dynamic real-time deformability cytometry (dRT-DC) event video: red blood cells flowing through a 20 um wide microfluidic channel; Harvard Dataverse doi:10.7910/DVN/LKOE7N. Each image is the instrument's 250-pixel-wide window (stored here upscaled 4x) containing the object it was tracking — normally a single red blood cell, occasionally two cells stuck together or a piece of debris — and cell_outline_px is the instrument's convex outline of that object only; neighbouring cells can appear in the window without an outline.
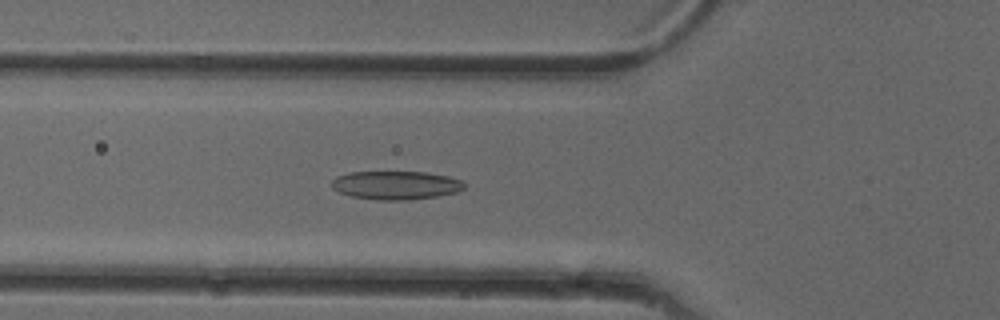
{"species": "common noctule bat (a hibernating species)", "species_latin": "Nyctalus noctula", "temperature_condition": "cold", "stored_images_in_passage": 51, "camera_frame_rate_fps": 3000, "um_per_image_px": 0.085, "animal": {"sex": "female"}, "frame": {"image": 1, "passage_image": 18, "time_ms": 5.667, "image_size_px": [1000, 320], "cell_outline_px": [[464, 188], [456, 192], [436, 196], [408, 200], [376, 200], [352, 196], [340, 192], [332, 188], [332, 180], [336, 176], [348, 172], [424, 172], [448, 176], [464, 180]], "centroid_in_image_um": [33.65, 15.74], "position_along_channel_um": 92.2, "area_um2": 22.02}}
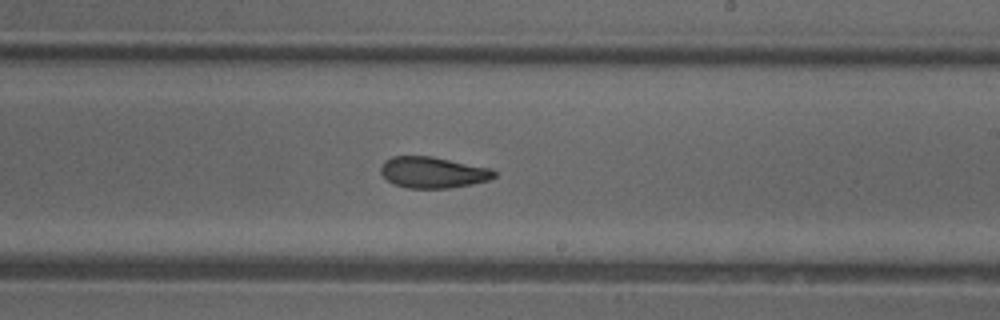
{"frame": {"image": 2, "passage_image": 30, "time_ms": 9.667, "image_size_px": [1000, 320], "cell_outline_px": [[496, 176], [488, 180], [472, 184], [448, 188], [408, 188], [392, 184], [380, 172], [380, 168], [384, 160], [392, 156], [432, 156], [492, 168], [496, 172]], "centroid_in_image_um": [36.79, 14.65], "position_along_channel_um": 252.2, "area_um2": 20.75}}
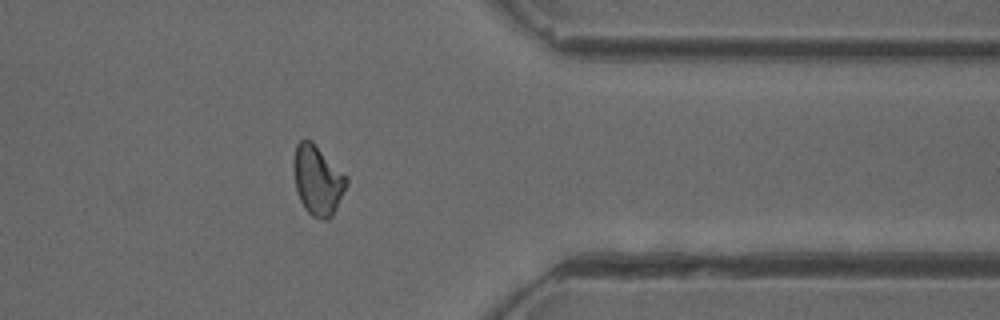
{"frame": {"image": 3, "passage_image": 41, "time_ms": 13.333, "image_size_px": [1000, 320], "cell_outline_px": [[348, 184], [332, 216], [328, 220], [324, 220], [312, 216], [304, 208], [300, 200], [296, 188], [292, 168], [292, 160], [296, 144], [300, 140], [312, 140], [348, 176]], "centroid_in_image_um": [26.99, 15.29], "position_along_channel_um": 384.4, "area_um2": 21.85}, "authors_computed_cell_mechanics": {"area_um2": 21.386, "velocity_mm_per_s": 3.9857, "shape_relaxation_time_tau1_ms": 7.7242, "shape_relaxation_time_tau2_ms": 3.3757, "deformation_change_tau1": 0.1695, "deformation_change_tau2": 0.112}}